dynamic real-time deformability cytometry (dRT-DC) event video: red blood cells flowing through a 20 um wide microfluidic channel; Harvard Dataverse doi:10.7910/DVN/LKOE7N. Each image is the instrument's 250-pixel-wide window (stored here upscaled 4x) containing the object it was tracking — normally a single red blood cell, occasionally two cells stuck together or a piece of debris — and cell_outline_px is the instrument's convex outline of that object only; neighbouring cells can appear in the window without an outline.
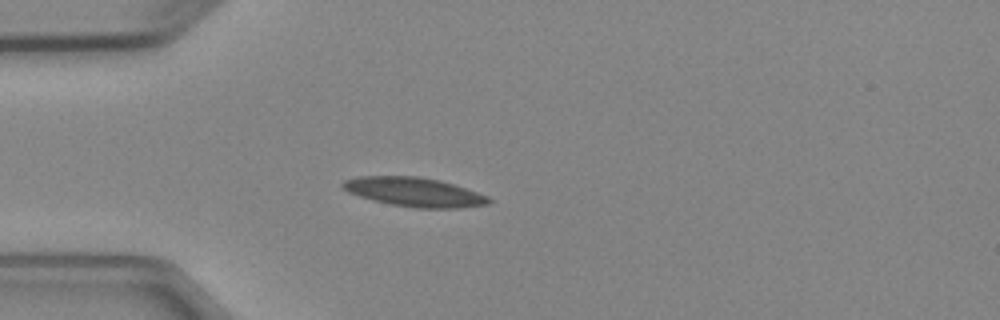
{"species": "Egyptian fruit bat (a non-hibernating species)", "species_latin": "Rousettus aegyptiacus", "temperature_condition": "cold", "stored_images_in_passage": 5, "camera_frame_rate_fps": 3000, "um_per_image_px": 0.085, "animal": {"sex": "female"}, "frame": {"image": 1, "passage_image": 3, "time_ms": 3.333, "image_size_px": [1000, 320], "cell_outline_px": [[492, 200], [488, 204], [460, 208], [416, 208], [392, 204], [372, 200], [348, 192], [340, 188], [340, 184], [344, 180], [360, 176], [416, 176], [440, 180], [488, 196]], "centroid_in_image_um": [35.17, 16.32], "position_along_channel_um": 49.8, "area_um2": 24.68}}